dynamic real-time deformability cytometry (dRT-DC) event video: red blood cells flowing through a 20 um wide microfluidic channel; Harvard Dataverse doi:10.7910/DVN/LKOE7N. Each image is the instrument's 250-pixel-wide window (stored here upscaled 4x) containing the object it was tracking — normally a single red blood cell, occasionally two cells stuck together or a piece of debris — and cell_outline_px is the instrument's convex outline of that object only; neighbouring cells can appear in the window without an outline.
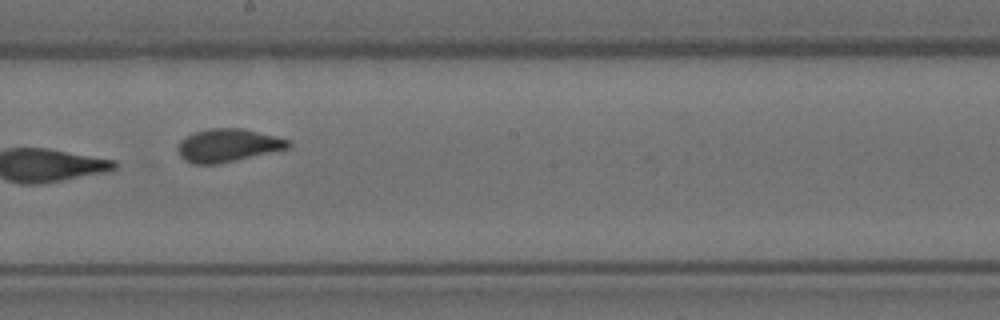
{"species": "Egyptian fruit bat (a non-hibernating species)", "species_latin": "Rousettus aegyptiacus", "temperature_condition": "room temperature", "stored_images_in_passage": 15, "camera_frame_rate_fps": 3000, "um_per_image_px": 0.085, "animal": {"sex": "female"}, "frame": {"image": 1, "passage_image": 9, "time_ms": 2.667, "image_size_px": [1000, 320], "cell_outline_px": [[292, 144], [288, 148], [216, 164], [192, 164], [184, 160], [180, 156], [180, 140], [196, 132], [208, 128], [244, 128], [276, 136], [288, 140]], "centroid_in_image_um": [19.38, 12.34], "position_along_channel_um": 228.8, "area_um2": 20.87}}
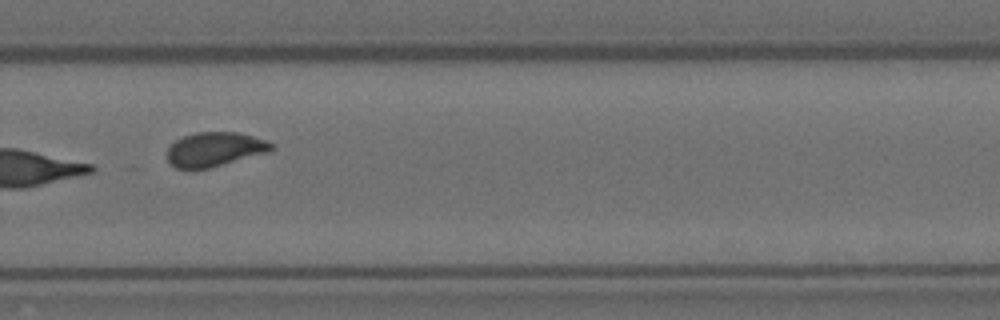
{"frame": {"image": 2, "passage_image": 11, "time_ms": 3.333, "image_size_px": [1000, 320], "cell_outline_px": [[276, 148], [272, 152], [192, 172], [176, 168], [168, 160], [168, 148], [176, 140], [184, 136], [196, 132], [236, 132], [252, 136], [264, 140], [272, 144]], "centroid_in_image_um": [18.26, 12.72], "position_along_channel_um": 311.5, "area_um2": 21.15}}